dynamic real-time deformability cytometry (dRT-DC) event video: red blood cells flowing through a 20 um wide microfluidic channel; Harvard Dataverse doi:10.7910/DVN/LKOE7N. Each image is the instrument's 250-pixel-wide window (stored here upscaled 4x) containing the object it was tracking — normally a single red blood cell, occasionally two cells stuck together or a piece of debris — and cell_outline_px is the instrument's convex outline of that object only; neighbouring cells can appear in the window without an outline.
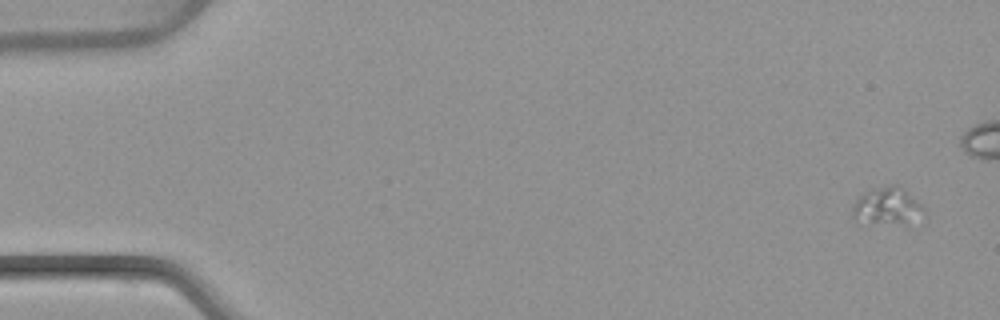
{"species": "common noctule bat (a hibernating species)", "species_latin": "Nyctalus noctula", "temperature_condition": "warm", "stored_images_in_passage": 5, "camera_frame_rate_fps": 3000, "um_per_image_px": 0.085, "animal": {"sex": "female", "body_mass_g": 22.7, "forearm_length_mm": 54.2}, "frame": {"image": 1, "passage_image": 1, "time_ms": 0.0, "image_size_px": [1000, 320], "cell_outline_px": [[924, 212], [908, 228], [852, 224], [852, 208], [856, 200], [864, 192], [872, 188], [892, 184], [896, 184], [916, 200], [924, 208]], "centroid_in_image_um": [75.34, 17.67], "position_along_channel_um": 9.7, "area_um2": 16.94}}